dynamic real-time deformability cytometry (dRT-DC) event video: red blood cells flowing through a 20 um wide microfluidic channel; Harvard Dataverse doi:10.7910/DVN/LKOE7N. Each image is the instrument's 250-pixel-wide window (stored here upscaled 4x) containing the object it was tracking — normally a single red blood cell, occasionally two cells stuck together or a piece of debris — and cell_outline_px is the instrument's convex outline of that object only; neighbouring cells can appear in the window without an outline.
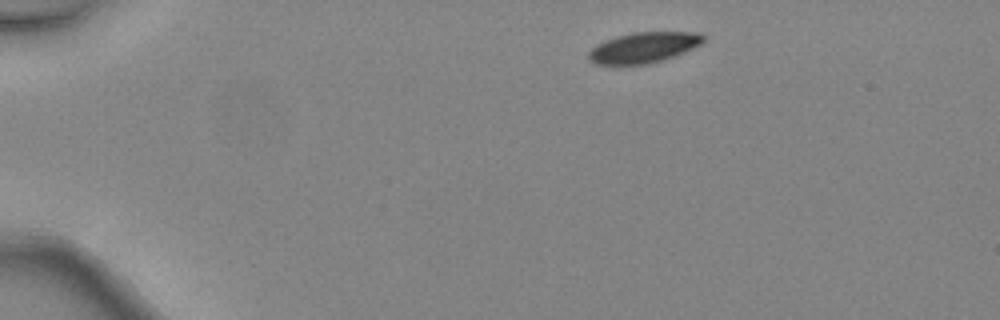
{"species": "common noctule bat (a hibernating species)", "species_latin": "Nyctalus noctula", "temperature_condition": "warm", "stored_images_in_passage": 3, "camera_frame_rate_fps": 3000, "um_per_image_px": 0.085, "animal": {"sex": "female", "body_mass_g": 24.6, "forearm_length_mm": 56.2}, "frame": {"image": 1, "passage_image": 1, "time_ms": 0.0, "image_size_px": [1000, 320], "cell_outline_px": [[704, 40], [700, 44], [684, 52], [664, 60], [648, 64], [596, 64], [588, 60], [588, 52], [596, 44], [604, 40], [616, 36], [632, 32], [700, 32], [704, 36]], "centroid_in_image_um": [54.69, 4.03], "position_along_channel_um": 30.3, "area_um2": 20.52}}